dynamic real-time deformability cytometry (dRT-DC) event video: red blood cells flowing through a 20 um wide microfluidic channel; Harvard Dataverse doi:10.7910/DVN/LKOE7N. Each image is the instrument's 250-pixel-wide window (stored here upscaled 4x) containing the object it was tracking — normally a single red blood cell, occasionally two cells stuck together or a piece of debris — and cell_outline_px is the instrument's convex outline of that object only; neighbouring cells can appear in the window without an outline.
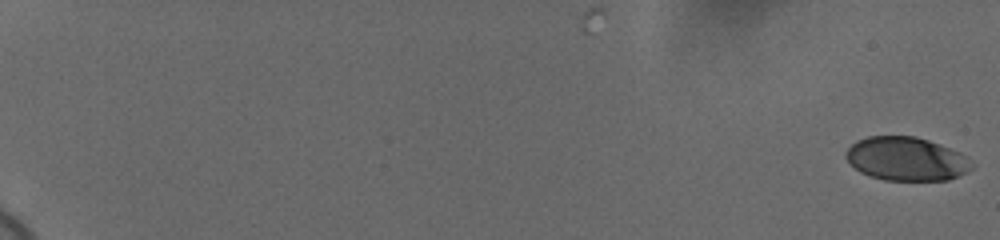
{"species": "human", "species_latin": "Homo sapiens", "temperature_condition": "cold", "stored_images_in_passage": 60, "camera_frame_rate_fps": 3000, "um_per_image_px": 0.085, "donor": {"sex": "female"}, "frame": {"image": 1, "passage_image": 1, "time_ms": 0.0, "image_size_px": [1000, 240], "cell_outline_px": [[972, 168], [968, 172], [948, 180], [884, 180], [868, 176], [860, 172], [844, 156], [848, 148], [856, 140], [868, 136], [916, 136], [928, 140], [948, 148], [964, 156]], "centroid_in_image_um": [76.98, 13.51], "position_along_channel_um": 8.0, "area_um2": 31.62}}
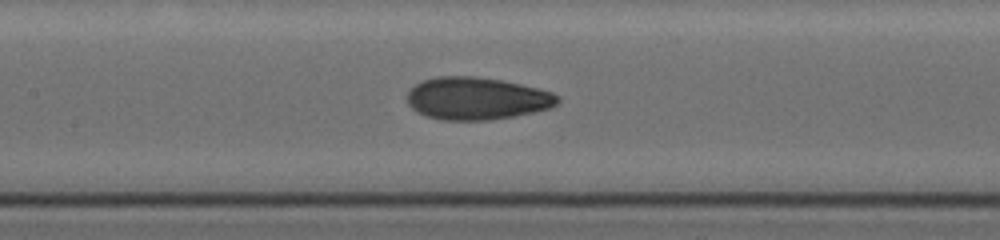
{"frame": {"image": 2, "passage_image": 33, "time_ms": 10.667, "image_size_px": [1000, 240], "cell_outline_px": [[560, 100], [556, 104], [548, 108], [532, 112], [512, 116], [488, 120], [440, 120], [428, 116], [412, 108], [408, 104], [408, 92], [416, 84], [424, 80], [436, 76], [476, 76], [500, 80], [520, 84], [552, 92]], "centroid_in_image_um": [40.5, 8.36], "position_along_channel_um": 166.9, "area_um2": 36.76}}
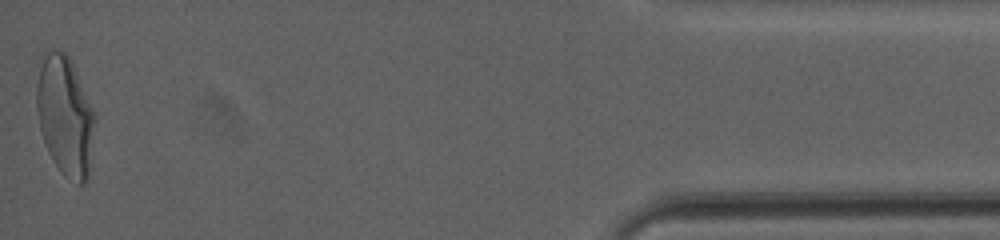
{"frame": {"image": 3, "passage_image": 60, "time_ms": 19.667, "image_size_px": [1000, 240], "cell_outline_px": [[96, 116], [88, 180], [84, 184], [80, 184], [64, 176], [60, 172], [52, 160], [48, 152], [40, 128], [36, 104], [36, 60], [44, 48], [52, 48], [64, 52], [68, 56], [96, 112]], "centroid_in_image_um": [5.5, 9.76], "position_along_channel_um": 429.7, "area_um2": 41.73}, "authors_computed_cell_mechanics": {"area_um2": 35.3736, "velocity_mm_per_s": 3.6649, "shape_relaxation_time_tau1_ms": 4.4929, "shape_relaxation_time_tau2_ms": 1.1646, "deformation_change_tau1": 0.1812, "deformation_change_tau2": 0.0632}}